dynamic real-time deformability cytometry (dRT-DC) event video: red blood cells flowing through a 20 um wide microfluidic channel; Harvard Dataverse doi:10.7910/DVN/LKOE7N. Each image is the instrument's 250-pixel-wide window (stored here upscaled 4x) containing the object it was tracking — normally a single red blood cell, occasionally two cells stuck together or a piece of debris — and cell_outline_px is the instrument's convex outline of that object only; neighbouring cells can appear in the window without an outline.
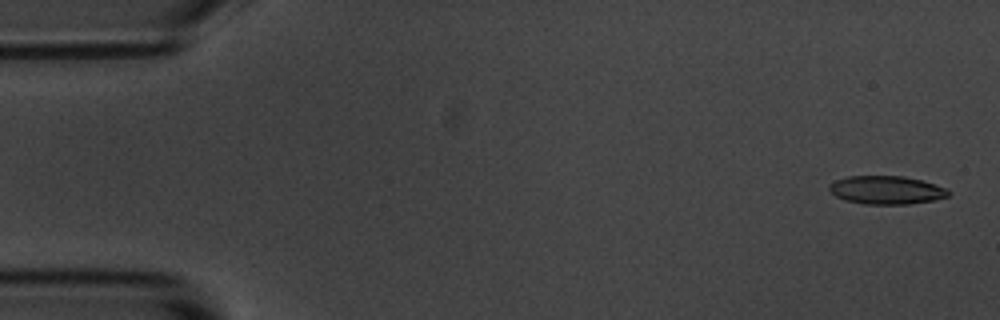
{"species": "common noctule bat (a hibernating species)", "species_latin": "Nyctalus noctula", "temperature_condition": "room temperature", "stored_images_in_passage": 6, "camera_frame_rate_fps": 3000, "um_per_image_px": 0.085, "animal": {"sex": "male", "body_mass_g": 20.1, "forearm_length_mm": 53.5}, "frame": {"image": 1, "passage_image": 1, "time_ms": 0.0, "image_size_px": [1000, 320], "cell_outline_px": [[952, 192], [948, 196], [932, 200], [908, 204], [864, 204], [844, 200], [836, 196], [828, 188], [828, 184], [836, 180], [848, 176], [904, 176], [920, 180], [944, 188]], "centroid_in_image_um": [75.3, 16.15], "position_along_channel_um": 9.7, "area_um2": 19.48}}
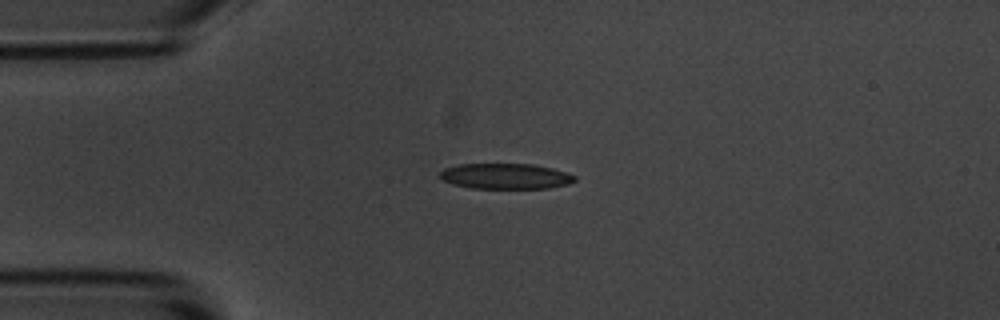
{"frame": {"image": 2, "passage_image": 4, "time_ms": 3.667, "image_size_px": [1000, 320], "cell_outline_px": [[576, 180], [568, 184], [548, 188], [472, 188], [452, 184], [444, 180], [440, 176], [440, 172], [444, 168], [460, 164], [532, 164], [552, 168], [576, 176]], "centroid_in_image_um": [42.97, 14.97], "position_along_channel_um": 42.0, "area_um2": 19.94}}